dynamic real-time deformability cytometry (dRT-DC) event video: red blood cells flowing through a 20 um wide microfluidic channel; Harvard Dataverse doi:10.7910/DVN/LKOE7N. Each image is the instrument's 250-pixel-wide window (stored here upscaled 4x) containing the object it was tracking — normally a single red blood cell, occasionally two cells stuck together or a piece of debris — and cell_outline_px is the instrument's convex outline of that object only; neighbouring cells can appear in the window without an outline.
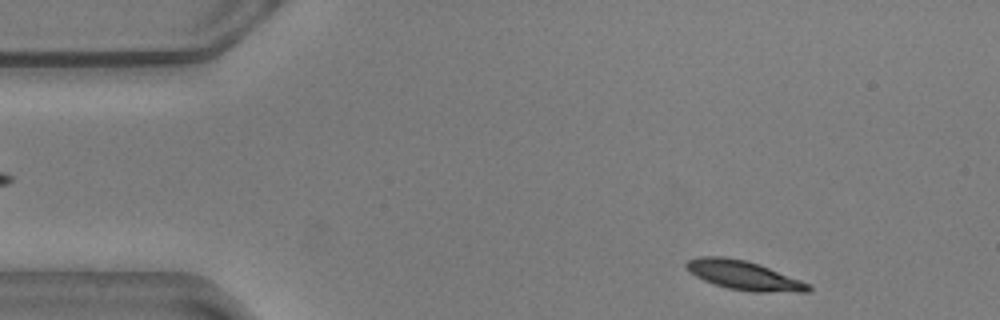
{"species": "common noctule bat (a hibernating species)", "species_latin": "Nyctalus noctula", "temperature_condition": "warm", "stored_images_in_passage": 52, "camera_frame_rate_fps": 3000, "um_per_image_px": 0.085, "animal": {"sex": "male", "body_mass_g": 20.5, "forearm_length_mm": 52.5}, "frame": {"image": 1, "passage_image": 3, "time_ms": 0.667, "image_size_px": [1000, 320], "cell_outline_px": [[812, 288], [808, 292], [752, 292], [728, 288], [704, 280], [696, 276], [684, 264], [688, 260], [700, 256], [724, 256], [744, 260], [760, 264], [812, 284]], "centroid_in_image_um": [63.29, 23.4], "position_along_channel_um": 21.7, "area_um2": 20.69}}
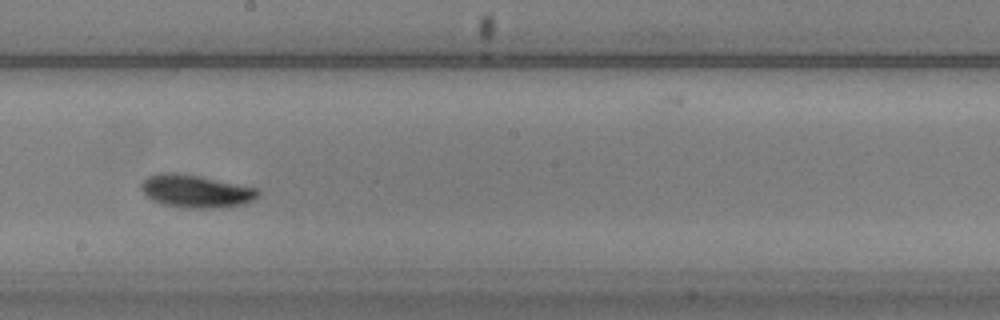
{"frame": {"image": 2, "passage_image": 27, "time_ms": 8.667, "image_size_px": [1000, 320], "cell_outline_px": [[260, 196], [244, 204], [212, 208], [180, 208], [164, 204], [152, 200], [140, 188], [140, 184], [148, 176], [160, 172], [176, 172], [200, 176], [260, 188]], "centroid_in_image_um": [16.67, 16.24], "position_along_channel_um": 231.5, "area_um2": 22.54}}
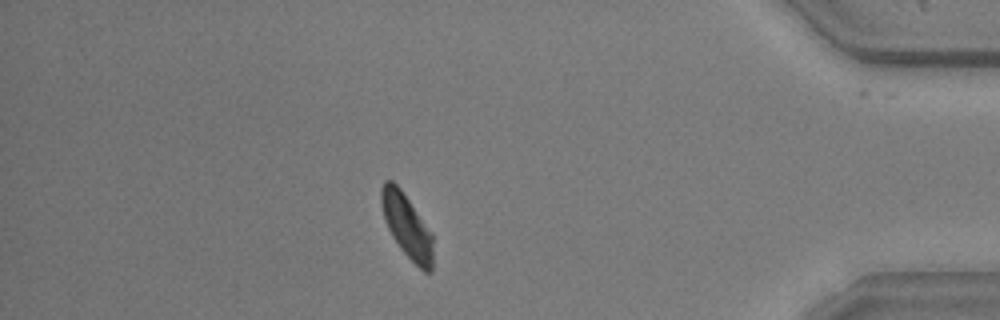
{"frame": {"image": 3, "passage_image": 45, "time_ms": 14.667, "image_size_px": [1000, 320], "cell_outline_px": [[432, 272], [424, 272], [400, 248], [392, 236], [384, 220], [380, 204], [380, 188], [384, 180], [392, 180], [400, 188], [432, 232]], "centroid_in_image_um": [34.56, 19.17], "position_along_channel_um": 400.6, "area_um2": 19.19}, "authors_computed_cell_mechanics": {"area_um2": 20.6635, "velocity_mm_per_s": 3.538, "shape_relaxation_time_tau1_ms": 3.3819, "shape_relaxation_time_tau2_ms": 3.9391, "deformation_change_tau1": 0.143, "deformation_change_tau2": 0.0824}}